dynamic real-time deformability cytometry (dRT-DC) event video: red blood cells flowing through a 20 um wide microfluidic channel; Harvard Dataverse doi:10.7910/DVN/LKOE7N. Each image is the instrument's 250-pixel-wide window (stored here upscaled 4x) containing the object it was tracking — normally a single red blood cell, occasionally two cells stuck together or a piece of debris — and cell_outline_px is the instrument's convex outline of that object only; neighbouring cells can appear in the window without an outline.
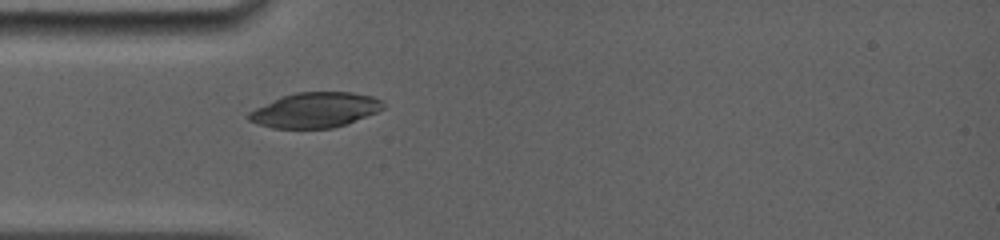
{"species": "common noctule bat (a hibernating species)", "species_latin": "Nyctalus noctula", "temperature_condition": "room temperature", "stored_images_in_passage": 24, "camera_frame_rate_fps": 5000, "um_per_image_px": 0.085, "animal": {"sex": "female", "body_mass_g": 19.0, "forearm_length_mm": 56.7}, "frame": {"image": 1, "passage_image": 1, "time_ms": 0.0, "image_size_px": [1000, 240], "cell_outline_px": [[388, 104], [384, 108], [376, 112], [348, 124], [332, 128], [272, 128], [256, 124], [248, 120], [248, 112], [280, 96], [296, 92], [352, 92], [372, 96], [384, 100]], "centroid_in_image_um": [26.82, 9.35], "position_along_channel_um": 58.2, "area_um2": 27.8}}
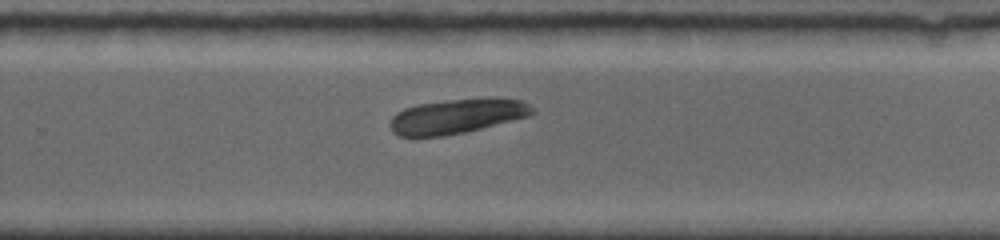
{"frame": {"image": 2, "passage_image": 13, "time_ms": 6.0, "image_size_px": [1000, 240], "cell_outline_px": [[536, 112], [528, 116], [464, 132], [440, 136], [400, 136], [392, 132], [388, 124], [392, 116], [396, 112], [404, 108], [420, 104], [452, 100], [496, 96], [520, 100], [528, 104]], "centroid_in_image_um": [38.83, 9.86], "position_along_channel_um": 291.0, "area_um2": 28.67}}
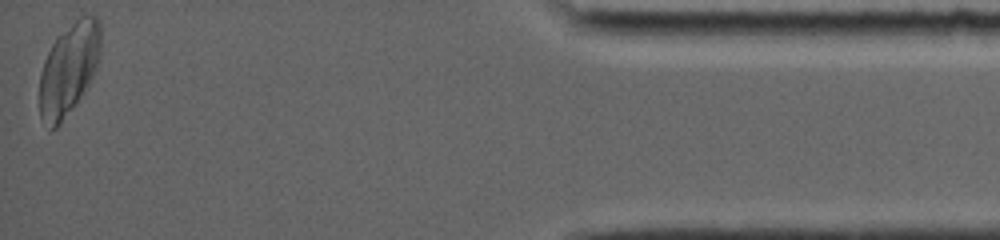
{"frame": {"image": 3, "passage_image": 24, "time_ms": 11.2, "image_size_px": [1000, 240], "cell_outline_px": [[100, 56], [96, 68], [88, 84], [80, 96], [60, 124], [56, 128], [52, 128], [40, 116], [40, 72], [44, 60], [56, 36], [80, 16], [96, 16], [100, 20]], "centroid_in_image_um": [5.85, 5.8], "position_along_channel_um": 429.3, "area_um2": 32.25}}